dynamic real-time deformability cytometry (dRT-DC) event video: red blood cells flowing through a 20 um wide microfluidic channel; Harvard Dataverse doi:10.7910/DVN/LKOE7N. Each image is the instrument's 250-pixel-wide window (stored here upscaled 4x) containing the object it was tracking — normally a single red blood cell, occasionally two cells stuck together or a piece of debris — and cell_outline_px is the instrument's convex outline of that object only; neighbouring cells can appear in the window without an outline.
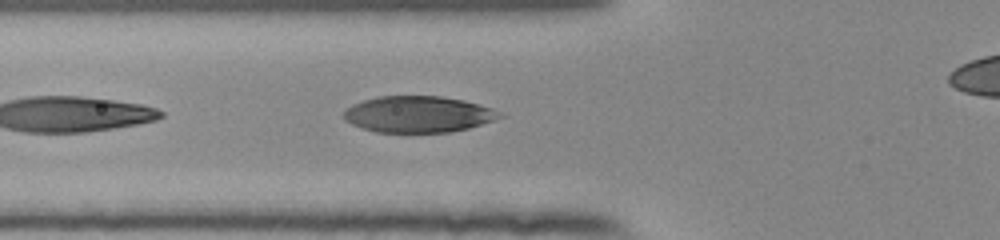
{"species": "human", "species_latin": "Homo sapiens", "temperature_condition": "room temperature", "stored_images_in_passage": 7, "camera_frame_rate_fps": 3000, "um_per_image_px": 0.085, "donor": {"sex": "female"}, "frame": {"image": 1, "passage_image": 3, "time_ms": 0.667, "image_size_px": [1000, 240], "cell_outline_px": [[508, 116], [468, 128], [448, 132], [376, 132], [352, 124], [344, 120], [344, 112], [352, 104], [364, 100], [380, 96], [440, 96], [464, 100], [480, 104], [504, 112]], "centroid_in_image_um": [35.62, 9.71], "position_along_channel_um": 90.2, "area_um2": 33.12}}
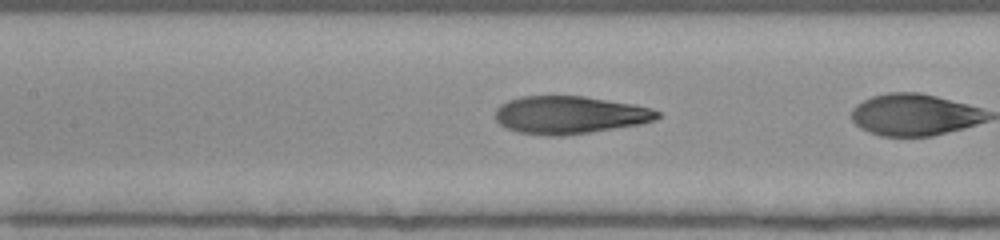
{"frame": {"image": 2, "passage_image": 6, "time_ms": 1.667, "image_size_px": [1000, 240], "cell_outline_px": [[660, 116], [656, 120], [640, 124], [588, 132], [560, 136], [552, 136], [516, 132], [504, 128], [496, 120], [496, 108], [500, 104], [508, 100], [520, 96], [584, 96], [636, 104], [652, 108], [660, 112]], "centroid_in_image_um": [48.41, 9.76], "position_along_channel_um": 159.0, "area_um2": 35.84}}